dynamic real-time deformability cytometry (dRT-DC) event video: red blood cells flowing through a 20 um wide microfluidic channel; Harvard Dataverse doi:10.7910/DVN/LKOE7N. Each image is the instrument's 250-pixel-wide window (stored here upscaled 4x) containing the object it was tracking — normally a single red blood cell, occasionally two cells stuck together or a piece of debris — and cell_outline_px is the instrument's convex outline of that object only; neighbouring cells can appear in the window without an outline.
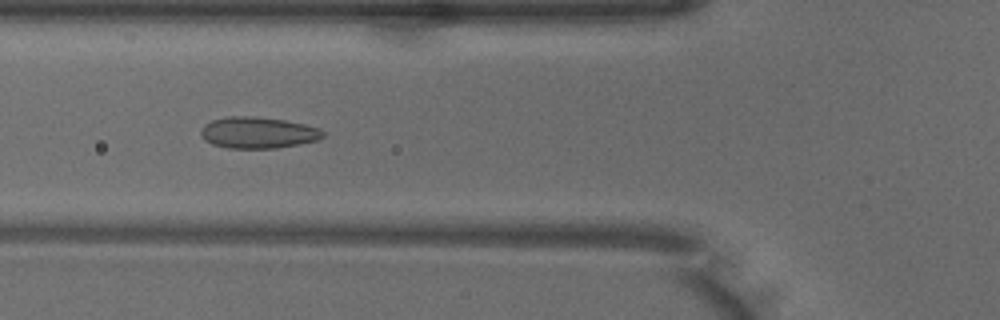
{"species": "common noctule bat (a hibernating species)", "species_latin": "Nyctalus noctula", "temperature_condition": "warm", "stored_images_in_passage": 51, "camera_frame_rate_fps": 3000, "um_per_image_px": 0.085, "animal": {"sex": "male", "body_mass_g": 18.8}, "frame": {"image": 1, "passage_image": 18, "time_ms": 5.667, "image_size_px": [1000, 320], "cell_outline_px": [[324, 136], [316, 140], [276, 148], [228, 148], [212, 144], [204, 140], [200, 136], [200, 132], [204, 124], [212, 120], [228, 116], [252, 116], [284, 120], [304, 124], [320, 128], [324, 132]], "centroid_in_image_um": [21.89, 11.27], "position_along_channel_um": 103.9, "area_um2": 22.25}}
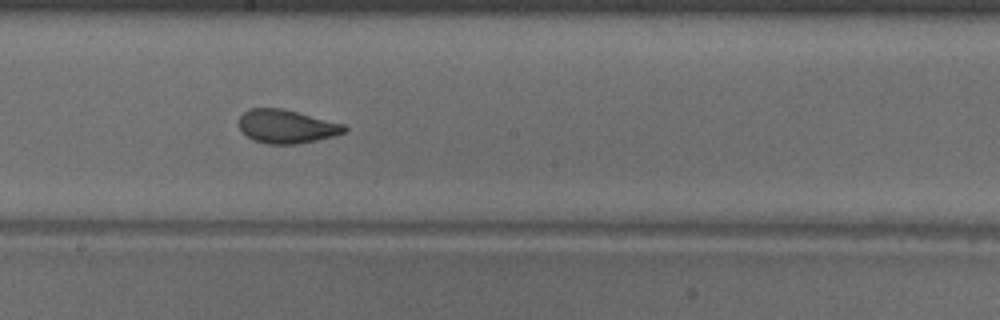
{"frame": {"image": 2, "passage_image": 27, "time_ms": 8.667, "image_size_px": [1000, 320], "cell_outline_px": [[348, 128], [344, 132], [332, 136], [316, 140], [296, 144], [268, 144], [252, 140], [240, 128], [240, 116], [248, 108], [284, 108], [344, 124]], "centroid_in_image_um": [24.35, 10.74], "position_along_channel_um": 223.8, "area_um2": 20.52}}
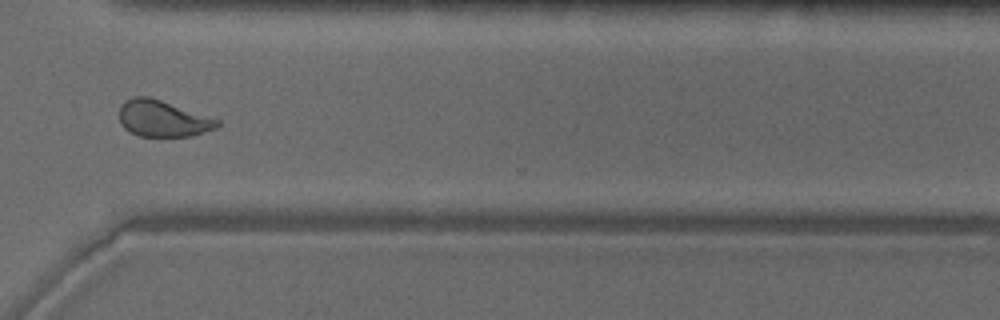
{"frame": {"image": 3, "passage_image": 37, "time_ms": 12.0, "image_size_px": [1000, 320], "cell_outline_px": [[220, 124], [216, 128], [192, 136], [140, 136], [124, 128], [120, 124], [120, 104], [136, 96], [148, 96], [220, 120]], "centroid_in_image_um": [13.83, 10.09], "position_along_channel_um": 356.8, "area_um2": 20.46}, "authors_computed_cell_mechanics": {"area_um2": 21.964, "velocity_mm_per_s": 3.9882, "shape_relaxation_time_tau1_ms": 4.61, "shape_relaxation_time_tau2_ms": 0.8179, "deformation_change_tau1": 0.1464, "deformation_change_tau2": 0.0668}}